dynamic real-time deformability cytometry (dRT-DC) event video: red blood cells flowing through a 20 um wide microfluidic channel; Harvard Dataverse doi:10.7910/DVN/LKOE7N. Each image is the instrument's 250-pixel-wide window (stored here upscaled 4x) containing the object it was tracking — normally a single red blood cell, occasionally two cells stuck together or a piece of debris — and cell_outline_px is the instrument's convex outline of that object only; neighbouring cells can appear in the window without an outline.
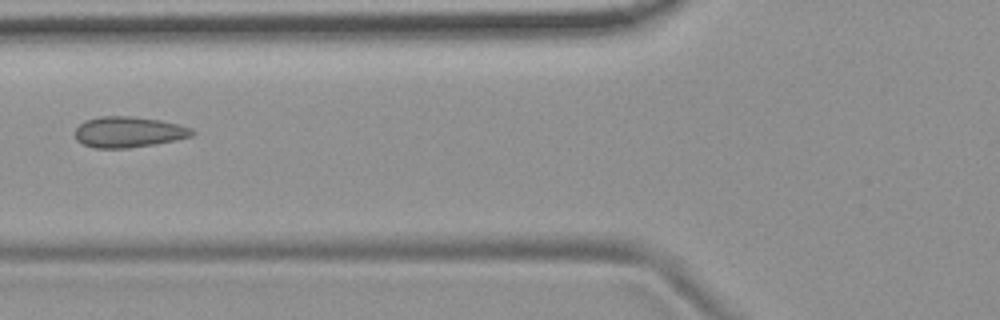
{"species": "common noctule bat (a hibernating species)", "species_latin": "Nyctalus noctula", "temperature_condition": "room temperature", "stored_images_in_passage": 5, "camera_frame_rate_fps": 3000, "um_per_image_px": 0.085, "animal": {"sex": "female", "body_mass_g": 19.9}, "frame": {"image": 1, "passage_image": 4, "time_ms": 3.333, "image_size_px": [1000, 320], "cell_outline_px": [[196, 132], [192, 136], [176, 140], [128, 148], [92, 148], [76, 140], [76, 128], [84, 120], [100, 116], [132, 116], [160, 120], [180, 124], [192, 128]], "centroid_in_image_um": [10.94, 11.21], "position_along_channel_um": 114.9, "area_um2": 21.1}}
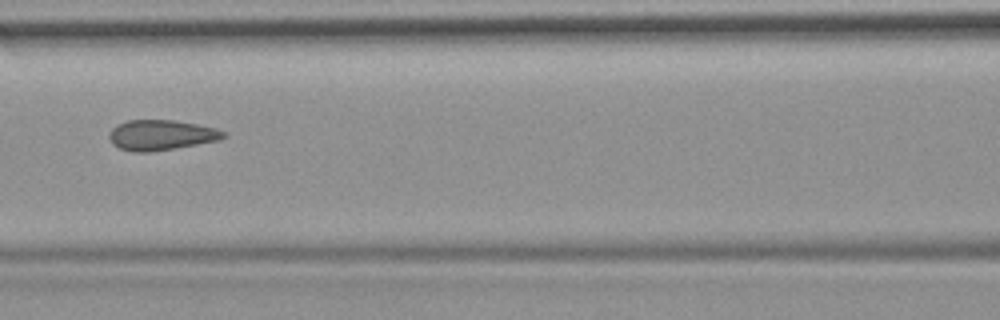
{"frame": {"image": 2, "passage_image": 5, "time_ms": 4.333, "image_size_px": [1000, 320], "cell_outline_px": [[228, 136], [220, 140], [148, 152], [132, 152], [120, 148], [112, 144], [108, 136], [112, 128], [128, 120], [176, 120], [216, 128], [224, 132]], "centroid_in_image_um": [13.7, 11.47], "position_along_channel_um": 152.9, "area_um2": 20.0}}